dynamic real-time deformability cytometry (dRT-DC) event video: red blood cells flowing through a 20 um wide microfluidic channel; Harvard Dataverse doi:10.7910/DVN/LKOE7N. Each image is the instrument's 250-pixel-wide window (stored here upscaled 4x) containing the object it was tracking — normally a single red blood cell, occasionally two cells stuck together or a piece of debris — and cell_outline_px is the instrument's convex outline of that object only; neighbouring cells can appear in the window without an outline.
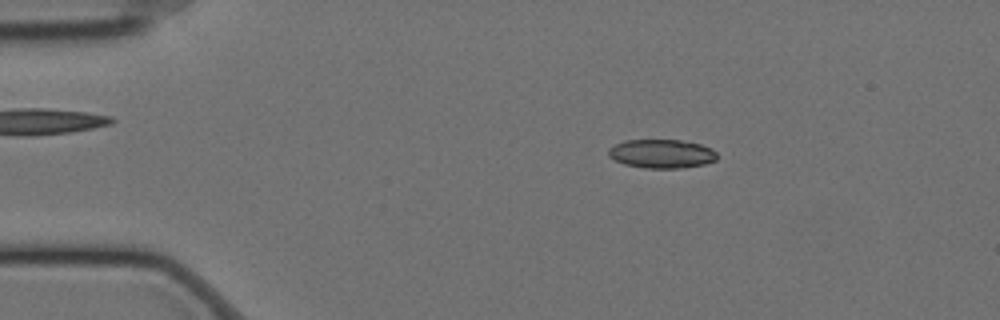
{"species": "Egyptian fruit bat (a non-hibernating species)", "species_latin": "Rousettus aegyptiacus", "temperature_condition": "cold", "stored_images_in_passage": 58, "camera_frame_rate_fps": 3000, "um_per_image_px": 0.085, "animal": {"sex": "female"}, "frame": {"image": 1, "passage_image": 10, "time_ms": 3.0, "image_size_px": [1000, 320], "cell_outline_px": [[716, 160], [704, 164], [680, 168], [648, 168], [624, 164], [608, 156], [608, 148], [624, 140], [680, 140], [700, 144], [712, 148], [716, 152]], "centroid_in_image_um": [56.23, 13.06], "position_along_channel_um": 28.8, "area_um2": 18.15}}
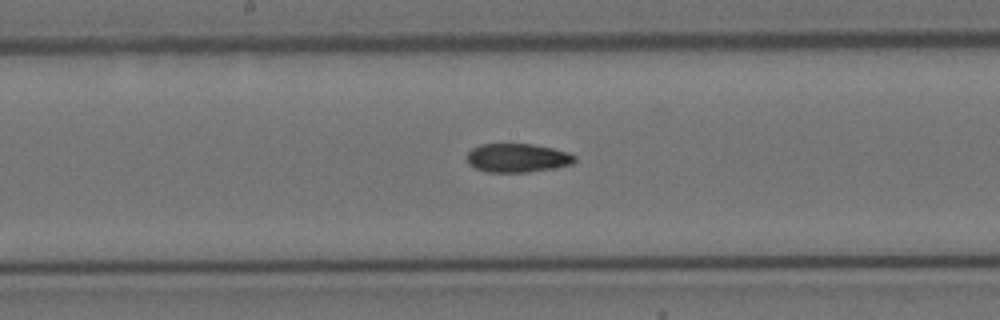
{"frame": {"image": 2, "passage_image": 30, "time_ms": 9.667, "image_size_px": [1000, 320], "cell_outline_px": [[576, 160], [572, 164], [556, 168], [528, 172], [488, 172], [476, 168], [468, 164], [468, 152], [472, 148], [480, 144], [532, 144], [552, 148], [568, 152], [576, 156]], "centroid_in_image_um": [44.0, 13.42], "position_along_channel_um": 204.2, "area_um2": 18.09}}
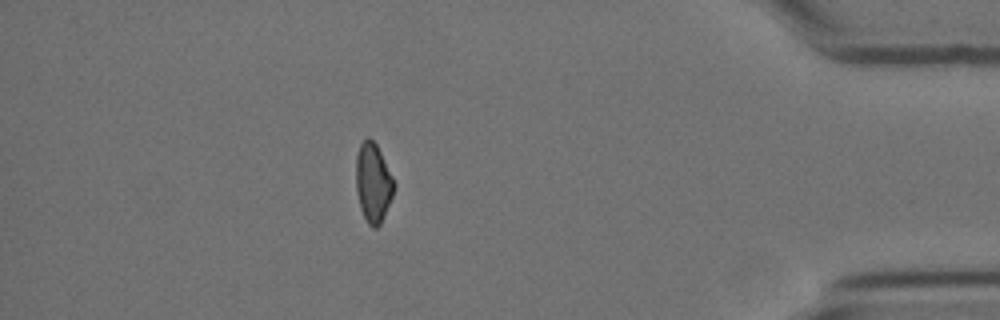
{"frame": {"image": 3, "passage_image": 51, "time_ms": 16.667, "image_size_px": [1000, 320], "cell_outline_px": [[396, 184], [392, 196], [384, 216], [380, 224], [376, 228], [372, 228], [368, 224], [360, 208], [356, 188], [356, 156], [360, 144], [368, 136], [376, 144]], "centroid_in_image_um": [31.71, 15.54], "position_along_channel_um": 403.5, "area_um2": 17.4}, "authors_computed_cell_mechanics": {"area_um2": 18.2937, "velocity_mm_per_s": 3.4736, "shape_relaxation_time_tau1_ms": null, "shape_relaxation_time_tau2_ms": 6.9358, "deformation_change_tau1": null, "deformation_change_tau2": 0.1352}}